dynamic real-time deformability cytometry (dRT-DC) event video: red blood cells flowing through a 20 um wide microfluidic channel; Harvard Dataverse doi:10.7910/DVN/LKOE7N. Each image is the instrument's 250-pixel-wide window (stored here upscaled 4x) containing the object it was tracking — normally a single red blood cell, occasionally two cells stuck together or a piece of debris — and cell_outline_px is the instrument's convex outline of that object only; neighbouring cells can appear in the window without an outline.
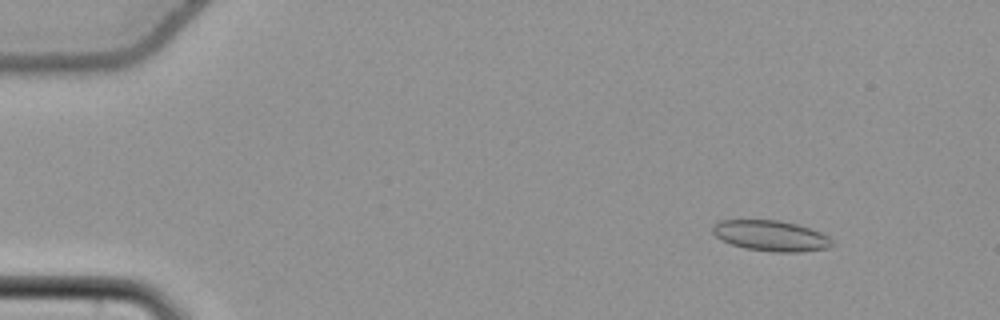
{"species": "common noctule bat (a hibernating species)", "species_latin": "Nyctalus noctula", "temperature_condition": "cold", "stored_images_in_passage": 56, "camera_frame_rate_fps": 3000, "um_per_image_px": 0.085, "animal": {"sex": "female", "body_mass_g": 22.7, "forearm_length_mm": 54.2}, "frame": {"image": 1, "passage_image": 7, "time_ms": 2.0, "image_size_px": [1000, 320], "cell_outline_px": [[836, 244], [828, 248], [800, 252], [772, 252], [744, 248], [732, 244], [716, 236], [712, 232], [712, 224], [720, 220], [780, 220], [796, 224], [820, 232], [828, 236]], "centroid_in_image_um": [65.54, 20.04], "position_along_channel_um": 19.5, "area_um2": 21.39}}
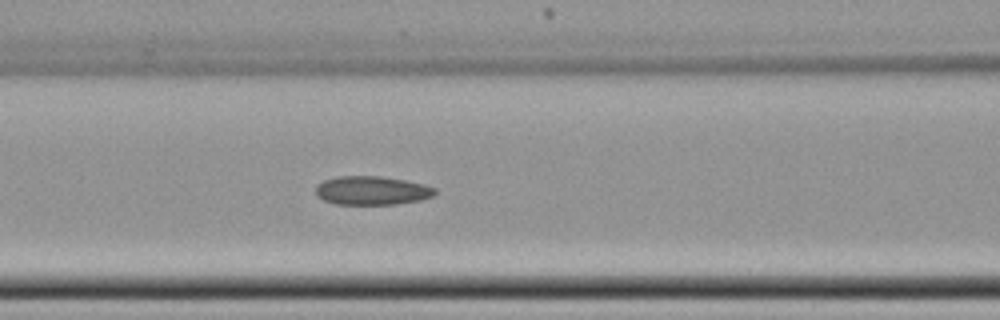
{"frame": {"image": 2, "passage_image": 25, "time_ms": 8.0, "image_size_px": [1000, 320], "cell_outline_px": [[436, 192], [432, 196], [420, 200], [396, 204], [336, 204], [324, 200], [316, 196], [316, 184], [324, 180], [336, 176], [380, 176], [404, 180], [424, 184], [436, 188]], "centroid_in_image_um": [31.59, 16.19], "position_along_channel_um": 135.0, "area_um2": 20.0}}
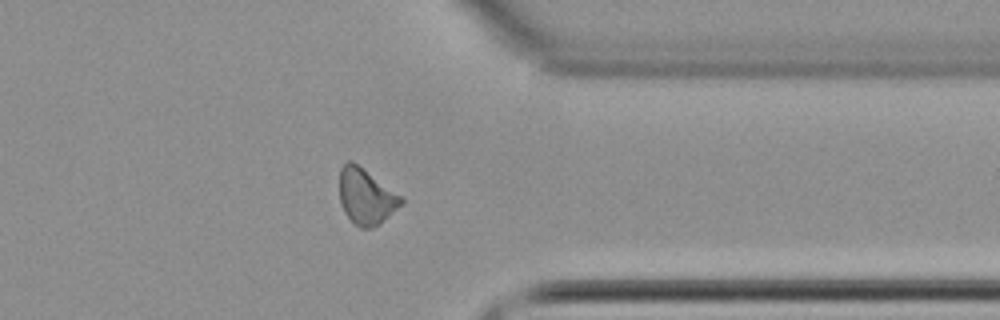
{"frame": {"image": 3, "passage_image": 45, "time_ms": 14.667, "image_size_px": [1000, 320], "cell_outline_px": [[404, 204], [380, 224], [372, 228], [360, 228], [344, 212], [340, 204], [340, 168], [348, 160], [352, 160], [400, 196], [404, 200]], "centroid_in_image_um": [31.11, 16.72], "position_along_channel_um": 380.3, "area_um2": 19.83}, "authors_computed_cell_mechanics": {"area_um2": 20.3167, "velocity_mm_per_s": 3.773, "shape_relaxation_time_tau1_ms": null, "shape_relaxation_time_tau2_ms": 4.5263, "deformation_change_tau1": null, "deformation_change_tau2": 0.0876}}